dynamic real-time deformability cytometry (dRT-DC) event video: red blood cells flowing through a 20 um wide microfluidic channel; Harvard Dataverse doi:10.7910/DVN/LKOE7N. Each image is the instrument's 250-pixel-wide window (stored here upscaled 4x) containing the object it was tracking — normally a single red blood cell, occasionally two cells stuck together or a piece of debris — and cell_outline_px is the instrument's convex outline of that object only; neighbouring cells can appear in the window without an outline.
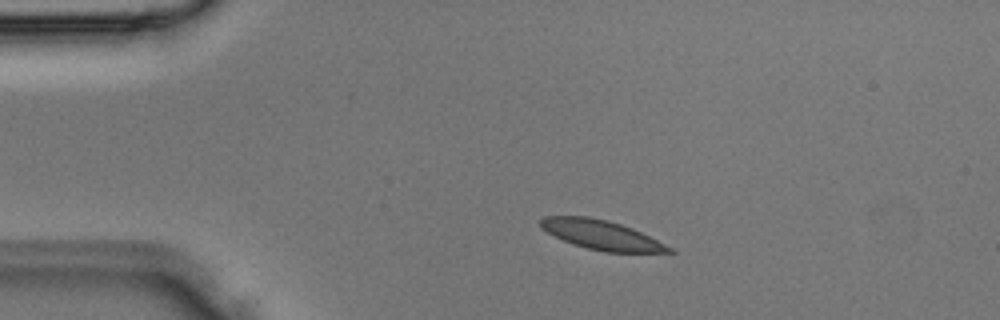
{"species": "Egyptian fruit bat (a non-hibernating species)", "species_latin": "Rousettus aegyptiacus", "temperature_condition": "room temperature", "stored_images_in_passage": 4, "camera_frame_rate_fps": 3000, "um_per_image_px": 0.085, "animal": {"sex": "male"}, "frame": {"image": 1, "passage_image": 2, "time_ms": 0.333, "image_size_px": [1000, 320], "cell_outline_px": [[676, 252], [604, 252], [588, 248], [564, 240], [540, 228], [540, 220], [544, 216], [588, 216], [608, 220], [632, 228], [672, 248]], "centroid_in_image_um": [51.1, 19.95], "position_along_channel_um": 33.9, "area_um2": 21.56}}
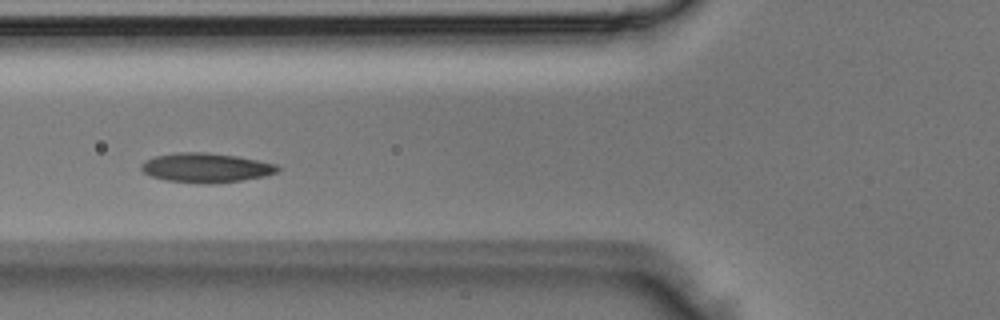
{"frame": {"image": 2, "passage_image": 4, "time_ms": 1.0, "image_size_px": [1000, 320], "cell_outline_px": [[280, 168], [276, 172], [264, 176], [240, 180], [212, 184], [204, 184], [168, 180], [152, 176], [144, 172], [140, 168], [140, 164], [156, 156], [180, 152], [204, 152], [236, 156], [276, 164]], "centroid_in_image_um": [17.51, 14.26], "position_along_channel_um": 108.3, "area_um2": 23.0}}